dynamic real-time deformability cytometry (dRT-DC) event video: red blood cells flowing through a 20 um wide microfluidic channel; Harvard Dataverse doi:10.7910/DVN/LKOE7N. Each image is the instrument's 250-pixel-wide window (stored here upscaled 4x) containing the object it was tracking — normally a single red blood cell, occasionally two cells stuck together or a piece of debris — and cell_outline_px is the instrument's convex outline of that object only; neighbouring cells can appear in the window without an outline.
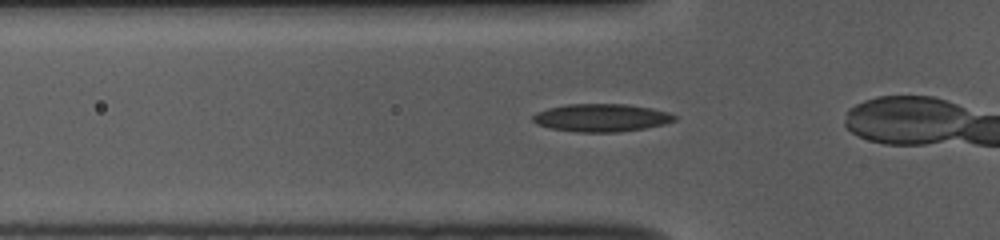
{"species": "common noctule bat (a hibernating species)", "species_latin": "Nyctalus noctula", "temperature_condition": "room temperature", "stored_images_in_passage": 12, "camera_frame_rate_fps": 3000, "um_per_image_px": 0.085, "animal": {"sex": "female", "body_mass_g": 10.0, "forearm_length_mm": 53.1}, "frame": {"image": 1, "passage_image": 6, "time_ms": 1.667, "image_size_px": [1000, 240], "cell_outline_px": [[676, 120], [664, 124], [644, 128], [616, 132], [576, 132], [552, 128], [536, 124], [532, 120], [532, 116], [536, 112], [548, 108], [568, 104], [624, 104], [652, 108], [668, 112], [676, 116]], "centroid_in_image_um": [51.1, 10.0], "position_along_channel_um": 74.7, "area_um2": 22.89}}
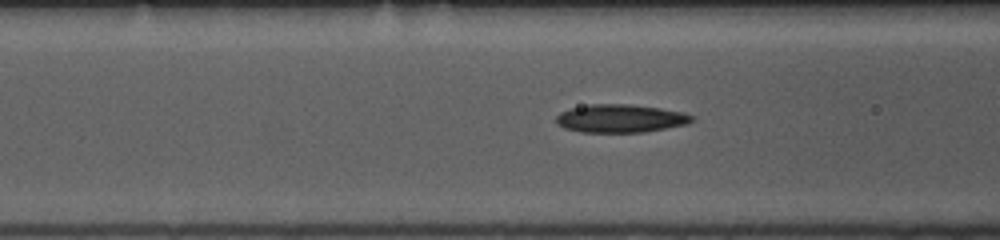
{"frame": {"image": 2, "passage_image": 9, "time_ms": 2.667, "image_size_px": [1000, 240], "cell_outline_px": [[696, 120], [688, 124], [644, 132], [580, 132], [564, 128], [556, 124], [556, 116], [560, 112], [568, 108], [588, 104], [632, 104], [660, 108], [684, 112], [692, 116]], "centroid_in_image_um": [52.72, 10.06], "position_along_channel_um": 113.9, "area_um2": 22.54}}